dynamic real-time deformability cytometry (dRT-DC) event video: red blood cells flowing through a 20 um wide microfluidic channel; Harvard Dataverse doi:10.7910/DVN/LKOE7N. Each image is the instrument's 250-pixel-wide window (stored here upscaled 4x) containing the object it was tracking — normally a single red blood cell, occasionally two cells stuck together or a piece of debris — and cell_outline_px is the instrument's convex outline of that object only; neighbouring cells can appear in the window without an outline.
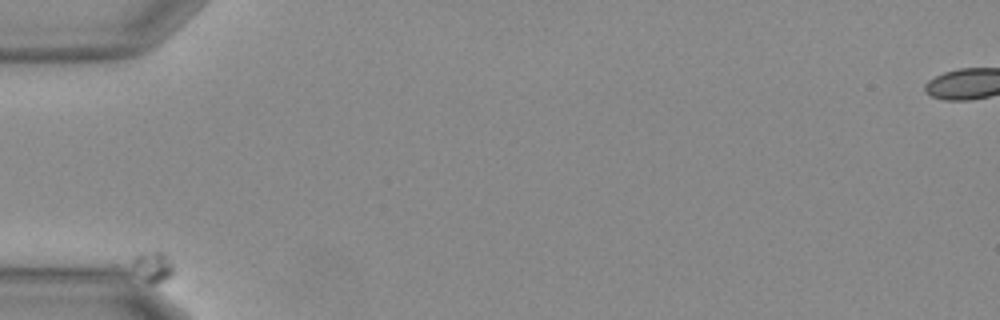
{"species": "Egyptian fruit bat (a non-hibernating species)", "species_latin": "Rousettus aegyptiacus", "temperature_condition": "warm", "stored_images_in_passage": 42, "camera_frame_rate_fps": 3000, "um_per_image_px": 0.085, "animal": {"sex": "female"}, "frame": {"image": 1, "passage_image": 1, "time_ms": 0.0, "image_size_px": [1000, 320], "cell_outline_px": [[172, 276], [164, 280], [152, 284], [108, 268], [108, 264], [140, 252], [156, 248], [164, 252], [172, 264]], "centroid_in_image_um": [12.35, 22.62], "position_along_channel_um": 72.6, "area_um2": 10.35}}
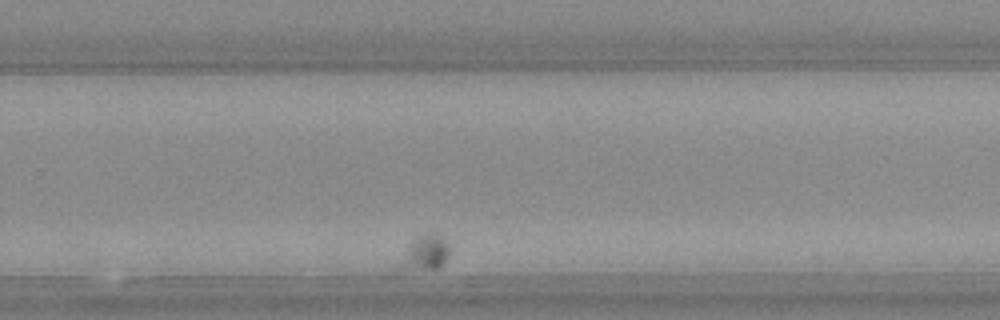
{"frame": {"image": 2, "passage_image": 33, "time_ms": 10.667, "image_size_px": [1000, 320], "cell_outline_px": [[448, 256], [444, 264], [440, 268], [388, 268], [408, 244], [416, 236], [428, 232], [436, 232], [448, 244]], "centroid_in_image_um": [35.98, 21.49], "position_along_channel_um": 293.8, "area_um2": 10.69}}